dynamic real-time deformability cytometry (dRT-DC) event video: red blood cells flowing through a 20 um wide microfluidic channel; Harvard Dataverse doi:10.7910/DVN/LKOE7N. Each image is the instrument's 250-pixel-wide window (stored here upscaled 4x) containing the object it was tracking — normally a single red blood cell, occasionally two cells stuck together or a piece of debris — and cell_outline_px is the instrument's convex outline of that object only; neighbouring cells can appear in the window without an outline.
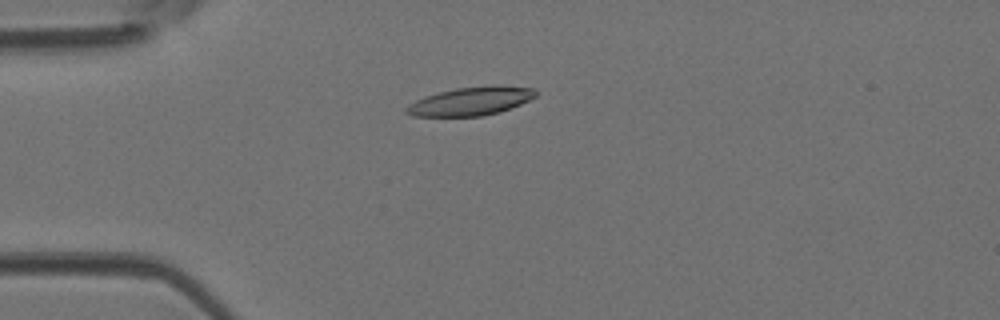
{"species": "Egyptian fruit bat (a non-hibernating species)", "species_latin": "Rousettus aegyptiacus", "temperature_condition": "room temperature", "stored_images_in_passage": 37, "camera_frame_rate_fps": 3000, "um_per_image_px": 0.085, "animal": {"sex": "female"}, "frame": {"image": 1, "passage_image": 3, "time_ms": 0.667, "image_size_px": [1000, 320], "cell_outline_px": [[536, 96], [520, 104], [500, 112], [480, 116], [412, 116], [404, 112], [404, 108], [408, 104], [416, 100], [440, 92], [456, 88], [492, 84], [496, 84], [536, 88]], "centroid_in_image_um": [40.04, 8.59], "position_along_channel_um": 45.0, "area_um2": 21.56}}
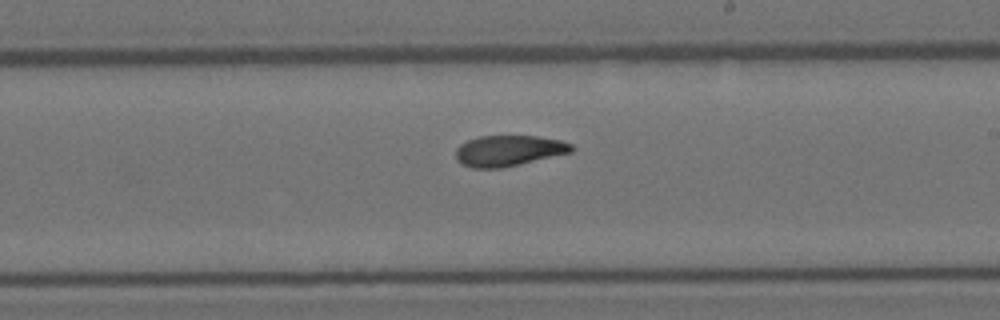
{"frame": {"image": 2, "passage_image": 18, "time_ms": 5.667, "image_size_px": [1000, 320], "cell_outline_px": [[572, 152], [520, 164], [500, 168], [472, 168], [460, 164], [456, 160], [456, 148], [460, 144], [468, 140], [480, 136], [536, 136], [560, 140], [572, 144]], "centroid_in_image_um": [43.2, 12.81], "position_along_channel_um": 245.8, "area_um2": 20.75}}
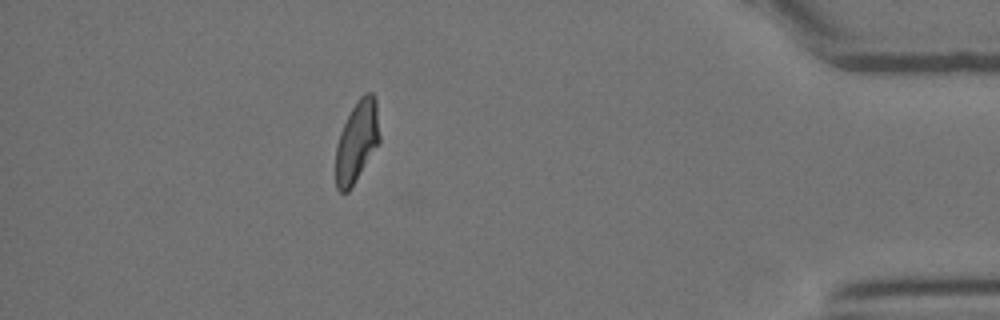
{"frame": {"image": 3, "passage_image": 32, "time_ms": 10.333, "image_size_px": [1000, 320], "cell_outline_px": [[380, 140], [348, 192], [340, 192], [336, 188], [336, 144], [340, 132], [356, 100], [364, 92], [372, 92], [376, 96], [380, 136]], "centroid_in_image_um": [30.34, 11.97], "position_along_channel_um": 404.9, "area_um2": 20.63}}